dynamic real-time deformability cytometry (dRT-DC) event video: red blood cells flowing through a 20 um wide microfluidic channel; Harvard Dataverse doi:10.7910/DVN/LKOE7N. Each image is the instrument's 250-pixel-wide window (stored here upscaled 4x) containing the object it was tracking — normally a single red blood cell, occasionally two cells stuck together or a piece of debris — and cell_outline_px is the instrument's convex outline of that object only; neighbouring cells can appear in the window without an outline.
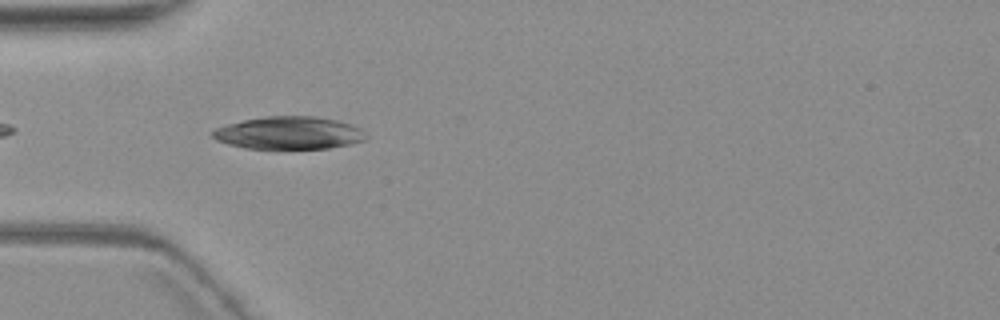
{"species": "common noctule bat (a hibernating species)", "species_latin": "Nyctalus noctula", "temperature_condition": "warm", "stored_images_in_passage": 6, "camera_frame_rate_fps": 3000, "um_per_image_px": 0.085, "animal": {"sex": "female", "body_mass_g": 19.3, "forearm_length_mm": 54.1}, "frame": {"image": 1, "passage_image": 5, "time_ms": 5.667, "image_size_px": [1000, 320], "cell_outline_px": [[368, 136], [364, 140], [348, 144], [328, 148], [244, 148], [228, 144], [216, 140], [208, 132], [216, 128], [228, 124], [244, 120], [264, 116], [312, 116], [336, 120], [352, 124], [360, 128]], "centroid_in_image_um": [24.53, 11.29], "position_along_channel_um": 60.5, "area_um2": 29.07}}